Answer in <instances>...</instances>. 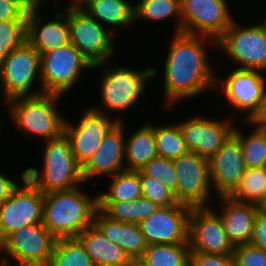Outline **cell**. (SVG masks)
<instances>
[{
  "instance_id": "1",
  "label": "cell",
  "mask_w": 266,
  "mask_h": 266,
  "mask_svg": "<svg viewBox=\"0 0 266 266\" xmlns=\"http://www.w3.org/2000/svg\"><path fill=\"white\" fill-rule=\"evenodd\" d=\"M173 34L163 64L162 77L166 98L165 107L171 106L170 108L176 102L179 104L187 98H197L207 90H215L218 75L206 49L210 42L217 47L216 40L182 32Z\"/></svg>"
},
{
  "instance_id": "2",
  "label": "cell",
  "mask_w": 266,
  "mask_h": 266,
  "mask_svg": "<svg viewBox=\"0 0 266 266\" xmlns=\"http://www.w3.org/2000/svg\"><path fill=\"white\" fill-rule=\"evenodd\" d=\"M81 189V190H80ZM82 187L43 194V225L58 240L77 238L94 222L98 195L90 198Z\"/></svg>"
},
{
  "instance_id": "3",
  "label": "cell",
  "mask_w": 266,
  "mask_h": 266,
  "mask_svg": "<svg viewBox=\"0 0 266 266\" xmlns=\"http://www.w3.org/2000/svg\"><path fill=\"white\" fill-rule=\"evenodd\" d=\"M101 68H103V73L98 87L102 102L100 106L93 108L108 116H111L112 112L120 114V112H125L135 106L142 95L144 96L147 89L146 83L154 79L155 76L157 78V74H159L156 67L143 68L137 71L128 65L116 64L113 66L111 64L110 66L109 60L92 67L93 70Z\"/></svg>"
},
{
  "instance_id": "4",
  "label": "cell",
  "mask_w": 266,
  "mask_h": 266,
  "mask_svg": "<svg viewBox=\"0 0 266 266\" xmlns=\"http://www.w3.org/2000/svg\"><path fill=\"white\" fill-rule=\"evenodd\" d=\"M61 98V95L43 93L9 100L5 106H8L10 122L15 125V130L49 141L64 135L66 119L57 108Z\"/></svg>"
},
{
  "instance_id": "5",
  "label": "cell",
  "mask_w": 266,
  "mask_h": 266,
  "mask_svg": "<svg viewBox=\"0 0 266 266\" xmlns=\"http://www.w3.org/2000/svg\"><path fill=\"white\" fill-rule=\"evenodd\" d=\"M43 143L42 170L27 168L26 178L43 194L81 186L84 183L82 167L75 159L69 140L63 135Z\"/></svg>"
},
{
  "instance_id": "6",
  "label": "cell",
  "mask_w": 266,
  "mask_h": 266,
  "mask_svg": "<svg viewBox=\"0 0 266 266\" xmlns=\"http://www.w3.org/2000/svg\"><path fill=\"white\" fill-rule=\"evenodd\" d=\"M40 62L41 53L27 40L0 62V92L4 103L19 97L43 94ZM35 81L39 82L40 88L34 91Z\"/></svg>"
},
{
  "instance_id": "7",
  "label": "cell",
  "mask_w": 266,
  "mask_h": 266,
  "mask_svg": "<svg viewBox=\"0 0 266 266\" xmlns=\"http://www.w3.org/2000/svg\"><path fill=\"white\" fill-rule=\"evenodd\" d=\"M56 242L57 239L43 223L22 227L0 243V253L3 255L0 264L10 266L12 260H15V266H46Z\"/></svg>"
},
{
  "instance_id": "8",
  "label": "cell",
  "mask_w": 266,
  "mask_h": 266,
  "mask_svg": "<svg viewBox=\"0 0 266 266\" xmlns=\"http://www.w3.org/2000/svg\"><path fill=\"white\" fill-rule=\"evenodd\" d=\"M92 67L71 43L43 52L40 62L41 89L43 93L64 96L79 82L83 70Z\"/></svg>"
},
{
  "instance_id": "9",
  "label": "cell",
  "mask_w": 266,
  "mask_h": 266,
  "mask_svg": "<svg viewBox=\"0 0 266 266\" xmlns=\"http://www.w3.org/2000/svg\"><path fill=\"white\" fill-rule=\"evenodd\" d=\"M216 45L237 64L236 68L266 73V26L263 22L242 26L234 19Z\"/></svg>"
},
{
  "instance_id": "10",
  "label": "cell",
  "mask_w": 266,
  "mask_h": 266,
  "mask_svg": "<svg viewBox=\"0 0 266 266\" xmlns=\"http://www.w3.org/2000/svg\"><path fill=\"white\" fill-rule=\"evenodd\" d=\"M70 43L94 66L113 57L115 35L79 6L68 5Z\"/></svg>"
},
{
  "instance_id": "11",
  "label": "cell",
  "mask_w": 266,
  "mask_h": 266,
  "mask_svg": "<svg viewBox=\"0 0 266 266\" xmlns=\"http://www.w3.org/2000/svg\"><path fill=\"white\" fill-rule=\"evenodd\" d=\"M264 71L235 68L226 79L216 77L215 88L222 90L230 107L246 113L243 122H252L259 114L266 87ZM220 84V85H219ZM219 87V88H218ZM246 117V118H245Z\"/></svg>"
},
{
  "instance_id": "12",
  "label": "cell",
  "mask_w": 266,
  "mask_h": 266,
  "mask_svg": "<svg viewBox=\"0 0 266 266\" xmlns=\"http://www.w3.org/2000/svg\"><path fill=\"white\" fill-rule=\"evenodd\" d=\"M80 117L77 124L66 118L64 136L70 142L77 163L83 167L97 152L107 133L123 118L116 116L111 119L110 115L93 107L86 108Z\"/></svg>"
},
{
  "instance_id": "13",
  "label": "cell",
  "mask_w": 266,
  "mask_h": 266,
  "mask_svg": "<svg viewBox=\"0 0 266 266\" xmlns=\"http://www.w3.org/2000/svg\"><path fill=\"white\" fill-rule=\"evenodd\" d=\"M21 180L22 185L0 206V243L22 227L43 222V193L26 178V170Z\"/></svg>"
},
{
  "instance_id": "14",
  "label": "cell",
  "mask_w": 266,
  "mask_h": 266,
  "mask_svg": "<svg viewBox=\"0 0 266 266\" xmlns=\"http://www.w3.org/2000/svg\"><path fill=\"white\" fill-rule=\"evenodd\" d=\"M177 174L175 197L190 207H211L213 189L210 183L209 159L189 152L173 160Z\"/></svg>"
},
{
  "instance_id": "15",
  "label": "cell",
  "mask_w": 266,
  "mask_h": 266,
  "mask_svg": "<svg viewBox=\"0 0 266 266\" xmlns=\"http://www.w3.org/2000/svg\"><path fill=\"white\" fill-rule=\"evenodd\" d=\"M228 0H180L182 33L218 40L234 18Z\"/></svg>"
},
{
  "instance_id": "16",
  "label": "cell",
  "mask_w": 266,
  "mask_h": 266,
  "mask_svg": "<svg viewBox=\"0 0 266 266\" xmlns=\"http://www.w3.org/2000/svg\"><path fill=\"white\" fill-rule=\"evenodd\" d=\"M215 206L193 207L189 217L190 253L232 255L235 247L225 232Z\"/></svg>"
},
{
  "instance_id": "17",
  "label": "cell",
  "mask_w": 266,
  "mask_h": 266,
  "mask_svg": "<svg viewBox=\"0 0 266 266\" xmlns=\"http://www.w3.org/2000/svg\"><path fill=\"white\" fill-rule=\"evenodd\" d=\"M227 118L216 121L215 118L198 115L178 122L189 151L207 159L211 158L234 134L235 122L230 119L229 114Z\"/></svg>"
},
{
  "instance_id": "18",
  "label": "cell",
  "mask_w": 266,
  "mask_h": 266,
  "mask_svg": "<svg viewBox=\"0 0 266 266\" xmlns=\"http://www.w3.org/2000/svg\"><path fill=\"white\" fill-rule=\"evenodd\" d=\"M192 207L177 204L160 207L139 225L148 245L188 243L189 217Z\"/></svg>"
},
{
  "instance_id": "19",
  "label": "cell",
  "mask_w": 266,
  "mask_h": 266,
  "mask_svg": "<svg viewBox=\"0 0 266 266\" xmlns=\"http://www.w3.org/2000/svg\"><path fill=\"white\" fill-rule=\"evenodd\" d=\"M246 169L240 141L233 134L209 158L210 183L217 198L229 196L239 185Z\"/></svg>"
},
{
  "instance_id": "20",
  "label": "cell",
  "mask_w": 266,
  "mask_h": 266,
  "mask_svg": "<svg viewBox=\"0 0 266 266\" xmlns=\"http://www.w3.org/2000/svg\"><path fill=\"white\" fill-rule=\"evenodd\" d=\"M124 121L119 122L103 139L99 149L82 167L84 183L94 181L103 176H113L125 169V138Z\"/></svg>"
},
{
  "instance_id": "21",
  "label": "cell",
  "mask_w": 266,
  "mask_h": 266,
  "mask_svg": "<svg viewBox=\"0 0 266 266\" xmlns=\"http://www.w3.org/2000/svg\"><path fill=\"white\" fill-rule=\"evenodd\" d=\"M62 10L55 12L53 19L46 22L39 9L28 11L26 39L40 53L70 43L68 5Z\"/></svg>"
},
{
  "instance_id": "22",
  "label": "cell",
  "mask_w": 266,
  "mask_h": 266,
  "mask_svg": "<svg viewBox=\"0 0 266 266\" xmlns=\"http://www.w3.org/2000/svg\"><path fill=\"white\" fill-rule=\"evenodd\" d=\"M220 198V199H219ZM222 209L220 215L224 229L234 247L251 243L254 223L260 206L233 200L230 196H219Z\"/></svg>"
},
{
  "instance_id": "23",
  "label": "cell",
  "mask_w": 266,
  "mask_h": 266,
  "mask_svg": "<svg viewBox=\"0 0 266 266\" xmlns=\"http://www.w3.org/2000/svg\"><path fill=\"white\" fill-rule=\"evenodd\" d=\"M93 223L109 241L120 246L130 259H140L148 248L139 224L110 220L99 209Z\"/></svg>"
},
{
  "instance_id": "24",
  "label": "cell",
  "mask_w": 266,
  "mask_h": 266,
  "mask_svg": "<svg viewBox=\"0 0 266 266\" xmlns=\"http://www.w3.org/2000/svg\"><path fill=\"white\" fill-rule=\"evenodd\" d=\"M78 6L113 35L117 26L125 29L135 23L134 2L128 0H83Z\"/></svg>"
},
{
  "instance_id": "25",
  "label": "cell",
  "mask_w": 266,
  "mask_h": 266,
  "mask_svg": "<svg viewBox=\"0 0 266 266\" xmlns=\"http://www.w3.org/2000/svg\"><path fill=\"white\" fill-rule=\"evenodd\" d=\"M77 238L96 266H127L131 260L125 251L109 241L94 223Z\"/></svg>"
},
{
  "instance_id": "26",
  "label": "cell",
  "mask_w": 266,
  "mask_h": 266,
  "mask_svg": "<svg viewBox=\"0 0 266 266\" xmlns=\"http://www.w3.org/2000/svg\"><path fill=\"white\" fill-rule=\"evenodd\" d=\"M158 156L156 138L153 123L133 131L132 135L125 138V169L127 171H139L152 159Z\"/></svg>"
},
{
  "instance_id": "27",
  "label": "cell",
  "mask_w": 266,
  "mask_h": 266,
  "mask_svg": "<svg viewBox=\"0 0 266 266\" xmlns=\"http://www.w3.org/2000/svg\"><path fill=\"white\" fill-rule=\"evenodd\" d=\"M160 207L150 199L141 196L130 202L98 201V209L110 220L140 224Z\"/></svg>"
},
{
  "instance_id": "28",
  "label": "cell",
  "mask_w": 266,
  "mask_h": 266,
  "mask_svg": "<svg viewBox=\"0 0 266 266\" xmlns=\"http://www.w3.org/2000/svg\"><path fill=\"white\" fill-rule=\"evenodd\" d=\"M170 17L176 19L174 33H181L180 0H139L137 4L134 3V22L145 20L153 23L154 21H165V19L167 20Z\"/></svg>"
},
{
  "instance_id": "29",
  "label": "cell",
  "mask_w": 266,
  "mask_h": 266,
  "mask_svg": "<svg viewBox=\"0 0 266 266\" xmlns=\"http://www.w3.org/2000/svg\"><path fill=\"white\" fill-rule=\"evenodd\" d=\"M108 190L98 195V201L130 202L142 196L140 170L121 171L108 177Z\"/></svg>"
},
{
  "instance_id": "30",
  "label": "cell",
  "mask_w": 266,
  "mask_h": 266,
  "mask_svg": "<svg viewBox=\"0 0 266 266\" xmlns=\"http://www.w3.org/2000/svg\"><path fill=\"white\" fill-rule=\"evenodd\" d=\"M251 127L249 134L245 135L242 128L236 126L234 135L239 139L243 151L246 168L266 166V129L252 122H245Z\"/></svg>"
},
{
  "instance_id": "31",
  "label": "cell",
  "mask_w": 266,
  "mask_h": 266,
  "mask_svg": "<svg viewBox=\"0 0 266 266\" xmlns=\"http://www.w3.org/2000/svg\"><path fill=\"white\" fill-rule=\"evenodd\" d=\"M229 196L238 202L260 206L266 198V166L247 168L239 185Z\"/></svg>"
},
{
  "instance_id": "32",
  "label": "cell",
  "mask_w": 266,
  "mask_h": 266,
  "mask_svg": "<svg viewBox=\"0 0 266 266\" xmlns=\"http://www.w3.org/2000/svg\"><path fill=\"white\" fill-rule=\"evenodd\" d=\"M189 256V243L152 244L140 259L147 266H189Z\"/></svg>"
},
{
  "instance_id": "33",
  "label": "cell",
  "mask_w": 266,
  "mask_h": 266,
  "mask_svg": "<svg viewBox=\"0 0 266 266\" xmlns=\"http://www.w3.org/2000/svg\"><path fill=\"white\" fill-rule=\"evenodd\" d=\"M46 266H96L78 238L58 239Z\"/></svg>"
},
{
  "instance_id": "34",
  "label": "cell",
  "mask_w": 266,
  "mask_h": 266,
  "mask_svg": "<svg viewBox=\"0 0 266 266\" xmlns=\"http://www.w3.org/2000/svg\"><path fill=\"white\" fill-rule=\"evenodd\" d=\"M153 130L158 156L174 160L190 152L178 123L153 125Z\"/></svg>"
},
{
  "instance_id": "35",
  "label": "cell",
  "mask_w": 266,
  "mask_h": 266,
  "mask_svg": "<svg viewBox=\"0 0 266 266\" xmlns=\"http://www.w3.org/2000/svg\"><path fill=\"white\" fill-rule=\"evenodd\" d=\"M27 21L0 22V62L27 39Z\"/></svg>"
},
{
  "instance_id": "36",
  "label": "cell",
  "mask_w": 266,
  "mask_h": 266,
  "mask_svg": "<svg viewBox=\"0 0 266 266\" xmlns=\"http://www.w3.org/2000/svg\"><path fill=\"white\" fill-rule=\"evenodd\" d=\"M140 181L142 196L150 199L159 207H168L179 204L175 197V193L156 178L144 175L140 171Z\"/></svg>"
},
{
  "instance_id": "37",
  "label": "cell",
  "mask_w": 266,
  "mask_h": 266,
  "mask_svg": "<svg viewBox=\"0 0 266 266\" xmlns=\"http://www.w3.org/2000/svg\"><path fill=\"white\" fill-rule=\"evenodd\" d=\"M140 171L144 175L156 178L167 188L176 193L178 181L172 159L157 156L140 169Z\"/></svg>"
},
{
  "instance_id": "38",
  "label": "cell",
  "mask_w": 266,
  "mask_h": 266,
  "mask_svg": "<svg viewBox=\"0 0 266 266\" xmlns=\"http://www.w3.org/2000/svg\"><path fill=\"white\" fill-rule=\"evenodd\" d=\"M232 255L236 266H266V251L251 243L236 246Z\"/></svg>"
},
{
  "instance_id": "39",
  "label": "cell",
  "mask_w": 266,
  "mask_h": 266,
  "mask_svg": "<svg viewBox=\"0 0 266 266\" xmlns=\"http://www.w3.org/2000/svg\"><path fill=\"white\" fill-rule=\"evenodd\" d=\"M28 11L21 0H0V22L27 21Z\"/></svg>"
},
{
  "instance_id": "40",
  "label": "cell",
  "mask_w": 266,
  "mask_h": 266,
  "mask_svg": "<svg viewBox=\"0 0 266 266\" xmlns=\"http://www.w3.org/2000/svg\"><path fill=\"white\" fill-rule=\"evenodd\" d=\"M189 266H236L233 255L190 253Z\"/></svg>"
},
{
  "instance_id": "41",
  "label": "cell",
  "mask_w": 266,
  "mask_h": 266,
  "mask_svg": "<svg viewBox=\"0 0 266 266\" xmlns=\"http://www.w3.org/2000/svg\"><path fill=\"white\" fill-rule=\"evenodd\" d=\"M251 244L266 251V213L259 210L254 223Z\"/></svg>"
},
{
  "instance_id": "42",
  "label": "cell",
  "mask_w": 266,
  "mask_h": 266,
  "mask_svg": "<svg viewBox=\"0 0 266 266\" xmlns=\"http://www.w3.org/2000/svg\"><path fill=\"white\" fill-rule=\"evenodd\" d=\"M0 171V206L8 199L19 183Z\"/></svg>"
},
{
  "instance_id": "43",
  "label": "cell",
  "mask_w": 266,
  "mask_h": 266,
  "mask_svg": "<svg viewBox=\"0 0 266 266\" xmlns=\"http://www.w3.org/2000/svg\"><path fill=\"white\" fill-rule=\"evenodd\" d=\"M253 124L266 129V87L264 92V101L257 117L252 121Z\"/></svg>"
},
{
  "instance_id": "44",
  "label": "cell",
  "mask_w": 266,
  "mask_h": 266,
  "mask_svg": "<svg viewBox=\"0 0 266 266\" xmlns=\"http://www.w3.org/2000/svg\"><path fill=\"white\" fill-rule=\"evenodd\" d=\"M21 1L29 10H31V9H41L43 3H45L46 0H21Z\"/></svg>"
},
{
  "instance_id": "45",
  "label": "cell",
  "mask_w": 266,
  "mask_h": 266,
  "mask_svg": "<svg viewBox=\"0 0 266 266\" xmlns=\"http://www.w3.org/2000/svg\"><path fill=\"white\" fill-rule=\"evenodd\" d=\"M127 266H147L141 259H131Z\"/></svg>"
},
{
  "instance_id": "46",
  "label": "cell",
  "mask_w": 266,
  "mask_h": 266,
  "mask_svg": "<svg viewBox=\"0 0 266 266\" xmlns=\"http://www.w3.org/2000/svg\"><path fill=\"white\" fill-rule=\"evenodd\" d=\"M69 1H71V2L68 3V5L78 6L83 0H69Z\"/></svg>"
},
{
  "instance_id": "47",
  "label": "cell",
  "mask_w": 266,
  "mask_h": 266,
  "mask_svg": "<svg viewBox=\"0 0 266 266\" xmlns=\"http://www.w3.org/2000/svg\"><path fill=\"white\" fill-rule=\"evenodd\" d=\"M260 210L264 213H266V198L264 202L260 205Z\"/></svg>"
},
{
  "instance_id": "48",
  "label": "cell",
  "mask_w": 266,
  "mask_h": 266,
  "mask_svg": "<svg viewBox=\"0 0 266 266\" xmlns=\"http://www.w3.org/2000/svg\"><path fill=\"white\" fill-rule=\"evenodd\" d=\"M266 16V15H265ZM265 20H263V24L266 26V17L264 18Z\"/></svg>"
},
{
  "instance_id": "49",
  "label": "cell",
  "mask_w": 266,
  "mask_h": 266,
  "mask_svg": "<svg viewBox=\"0 0 266 266\" xmlns=\"http://www.w3.org/2000/svg\"><path fill=\"white\" fill-rule=\"evenodd\" d=\"M1 119H2V118H0V127L3 126V125H1V124H3V123L1 122ZM0 129H2V127H1ZM0 131H1V130H0Z\"/></svg>"
}]
</instances>
